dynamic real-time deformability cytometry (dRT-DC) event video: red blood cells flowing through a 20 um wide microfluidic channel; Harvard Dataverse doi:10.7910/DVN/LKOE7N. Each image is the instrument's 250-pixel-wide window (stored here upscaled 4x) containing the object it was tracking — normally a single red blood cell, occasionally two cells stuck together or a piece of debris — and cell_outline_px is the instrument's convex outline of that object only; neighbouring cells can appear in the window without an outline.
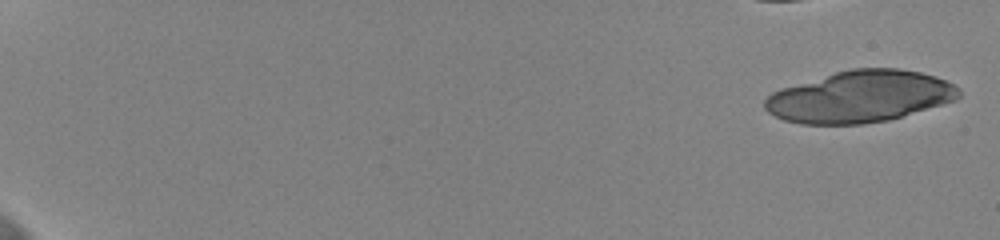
{"species": "human", "species_latin": "Homo sapiens", "temperature_condition": "cold", "stored_images_in_passage": 24, "camera_frame_rate_fps": 3000, "um_per_image_px": 0.085, "donor": {"sex": "female"}, "frame": {"image": 1, "passage_image": 1, "time_ms": 0.0, "image_size_px": [1000, 240], "cell_outline_px": [[960, 96], [956, 100], [888, 120], [864, 124], [800, 124], [784, 120], [768, 112], [764, 108], [764, 100], [772, 92], [780, 88], [836, 72], [852, 68], [900, 68], [920, 72], [936, 76], [960, 88]], "centroid_in_image_um": [73.09, 8.21], "position_along_channel_um": 11.9, "area_um2": 58.38}}